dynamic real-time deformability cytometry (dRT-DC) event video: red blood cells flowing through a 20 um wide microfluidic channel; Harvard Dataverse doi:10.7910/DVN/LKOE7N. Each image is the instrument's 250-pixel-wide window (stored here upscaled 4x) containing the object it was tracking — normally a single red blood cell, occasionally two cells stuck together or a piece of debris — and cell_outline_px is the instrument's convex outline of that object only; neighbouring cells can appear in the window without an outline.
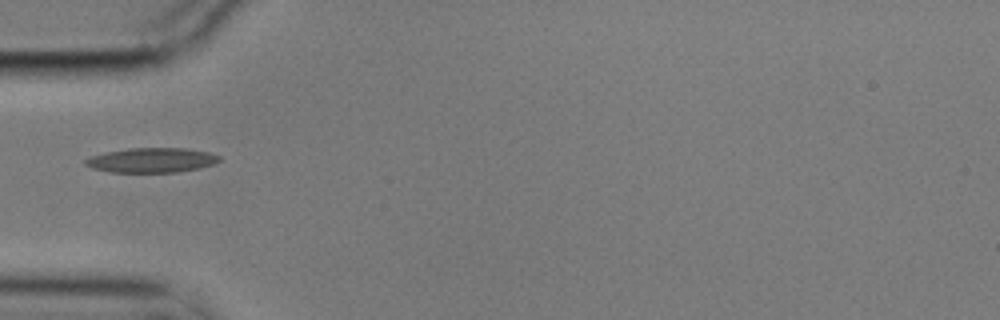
{"species": "common noctule bat (a hibernating species)", "species_latin": "Nyctalus noctula", "temperature_condition": "cold", "stored_images_in_passage": 5, "camera_frame_rate_fps": 3000, "um_per_image_px": 0.085, "animal": {"sex": "male", "body_mass_g": 17.9}, "frame": {"image": 1, "passage_image": 5, "time_ms": 1.333, "image_size_px": [1000, 320], "cell_outline_px": [[220, 160], [212, 164], [200, 168], [176, 172], [112, 172], [92, 168], [84, 164], [84, 160], [92, 156], [108, 152], [128, 148], [184, 148], [208, 152], [220, 156]], "centroid_in_image_um": [12.89, 13.61], "position_along_channel_um": 72.1, "area_um2": 19.07}}